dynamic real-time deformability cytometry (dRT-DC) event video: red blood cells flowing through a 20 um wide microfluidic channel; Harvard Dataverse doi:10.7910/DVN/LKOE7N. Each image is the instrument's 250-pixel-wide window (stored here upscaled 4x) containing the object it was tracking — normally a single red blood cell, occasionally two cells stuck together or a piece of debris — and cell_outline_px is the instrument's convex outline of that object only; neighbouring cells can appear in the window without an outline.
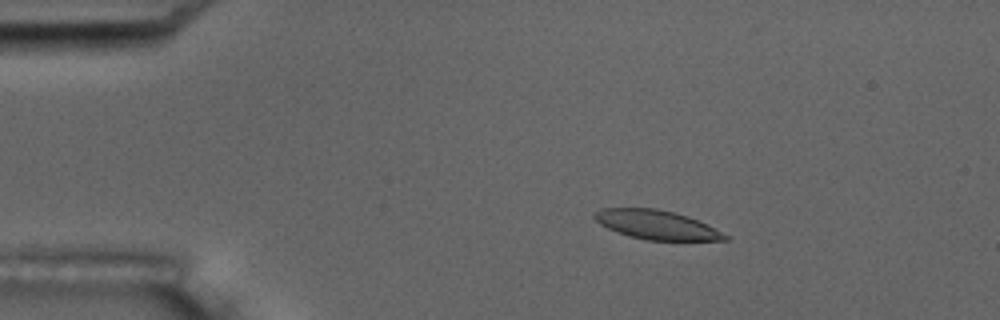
{"species": "common noctule bat (a hibernating species)", "species_latin": "Nyctalus noctula", "temperature_condition": "room temperature", "stored_images_in_passage": 5, "camera_frame_rate_fps": 3000, "um_per_image_px": 0.085, "animal": {"sex": "male", "body_mass_g": 17.5, "forearm_length_mm": 52.3}, "frame": {"image": 1, "passage_image": 3, "time_ms": 2.0, "image_size_px": [1000, 320], "cell_outline_px": [[728, 240], [648, 240], [628, 236], [616, 232], [600, 224], [592, 216], [600, 208], [656, 208], [688, 216], [728, 236]], "centroid_in_image_um": [55.73, 19.1], "position_along_channel_um": 29.3, "area_um2": 21.73}}